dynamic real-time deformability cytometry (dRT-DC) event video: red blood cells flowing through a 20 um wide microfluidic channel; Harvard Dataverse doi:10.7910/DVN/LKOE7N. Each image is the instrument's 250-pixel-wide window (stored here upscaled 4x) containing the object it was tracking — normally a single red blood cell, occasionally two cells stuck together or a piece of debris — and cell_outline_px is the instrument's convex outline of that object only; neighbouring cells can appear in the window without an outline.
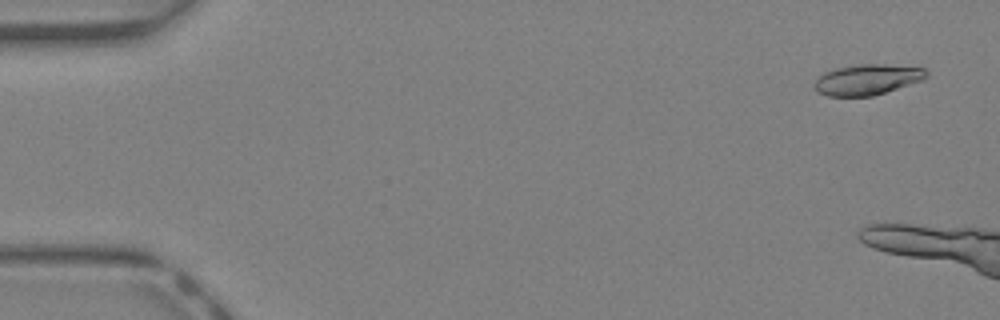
{"species": "Egyptian fruit bat (a non-hibernating species)", "species_latin": "Rousettus aegyptiacus", "temperature_condition": "warm", "stored_images_in_passage": 6, "camera_frame_rate_fps": 3000, "um_per_image_px": 0.085, "animal": {"sex": "female"}, "frame": {"image": 1, "passage_image": 1, "time_ms": 0.0, "image_size_px": [1000, 320], "cell_outline_px": [[928, 76], [924, 80], [872, 96], [828, 96], [820, 92], [812, 84], [824, 72], [836, 68], [860, 64], [884, 64], [924, 68], [928, 72]], "centroid_in_image_um": [73.75, 6.76], "position_along_channel_um": 11.3, "area_um2": 19.88}}